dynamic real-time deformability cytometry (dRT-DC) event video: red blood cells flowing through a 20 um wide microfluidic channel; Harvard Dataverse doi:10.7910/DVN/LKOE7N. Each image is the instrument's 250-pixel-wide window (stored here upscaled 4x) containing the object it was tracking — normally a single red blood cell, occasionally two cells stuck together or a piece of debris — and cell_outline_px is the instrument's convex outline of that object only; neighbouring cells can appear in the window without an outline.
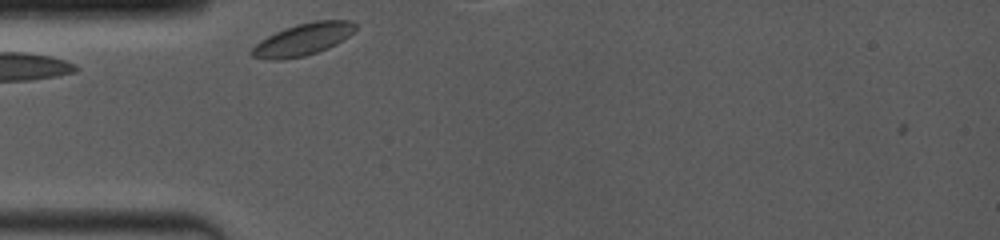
{"species": "common noctule bat (a hibernating species)", "species_latin": "Nyctalus noctula", "temperature_condition": "room temperature", "stored_images_in_passage": 5, "camera_frame_rate_fps": 4000, "um_per_image_px": 0.085, "animal": {"sex": "female", "body_mass_g": 19.0, "forearm_length_mm": 53.3}, "frame": {"image": 1, "passage_image": 4, "time_ms": 0.75, "image_size_px": [1000, 240], "cell_outline_px": [[356, 28], [348, 36], [336, 44], [328, 48], [304, 56], [280, 60], [268, 60], [252, 56], [252, 48], [260, 40], [284, 28], [296, 24], [312, 20], [352, 20], [356, 24]], "centroid_in_image_um": [25.76, 3.34], "position_along_channel_um": 59.2, "area_um2": 19.31}}